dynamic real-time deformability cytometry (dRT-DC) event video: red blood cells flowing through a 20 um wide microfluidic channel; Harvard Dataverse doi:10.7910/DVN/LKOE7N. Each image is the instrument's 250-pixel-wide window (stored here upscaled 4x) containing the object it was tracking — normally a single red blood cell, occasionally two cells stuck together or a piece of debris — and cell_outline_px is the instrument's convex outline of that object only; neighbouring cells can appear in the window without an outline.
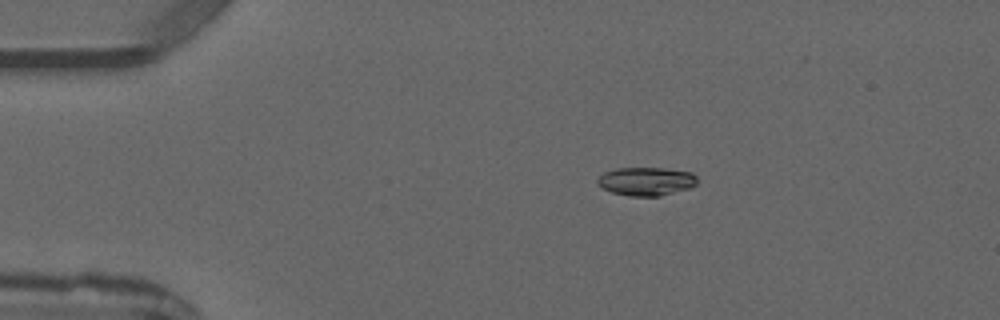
{"species": "common noctule bat (a hibernating species)", "species_latin": "Nyctalus noctula", "temperature_condition": "warm", "stored_images_in_passage": 4, "camera_frame_rate_fps": 3000, "um_per_image_px": 0.085, "animal": {"sex": "male", "forearm_length_mm": 52.5}, "frame": {"image": 1, "passage_image": 2, "time_ms": 2.0, "image_size_px": [1000, 320], "cell_outline_px": [[696, 184], [692, 188], [660, 196], [628, 196], [612, 192], [596, 184], [596, 180], [604, 172], [616, 168], [664, 168], [692, 172], [696, 176]], "centroid_in_image_um": [54.94, 15.41], "position_along_channel_um": 30.1, "area_um2": 16.65}}